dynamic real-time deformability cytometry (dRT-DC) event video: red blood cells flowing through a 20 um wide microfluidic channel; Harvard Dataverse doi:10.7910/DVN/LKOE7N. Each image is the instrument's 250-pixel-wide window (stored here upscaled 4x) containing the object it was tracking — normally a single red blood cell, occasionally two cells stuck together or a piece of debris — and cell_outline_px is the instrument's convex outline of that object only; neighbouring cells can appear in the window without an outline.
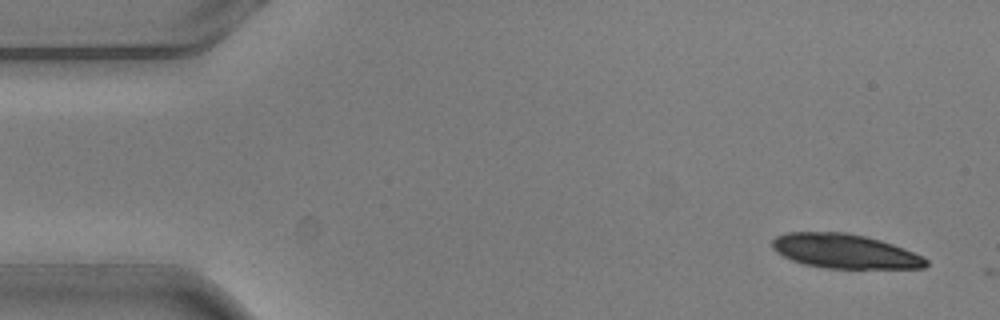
{"species": "common noctule bat (a hibernating species)", "species_latin": "Nyctalus noctula", "temperature_condition": "warm", "stored_images_in_passage": 2, "camera_frame_rate_fps": 3000, "um_per_image_px": 0.085, "animal": {"sex": "male", "body_mass_g": 20.5, "forearm_length_mm": 52.5}, "frame": {"image": 1, "passage_image": 1, "time_ms": 0.0, "image_size_px": [1000, 320], "cell_outline_px": [[928, 264], [924, 268], [824, 268], [804, 264], [792, 260], [776, 252], [772, 248], [772, 240], [776, 236], [788, 232], [848, 232], [880, 240], [904, 248], [924, 256], [928, 260]], "centroid_in_image_um": [71.81, 21.35], "position_along_channel_um": 13.2, "area_um2": 30.81}}